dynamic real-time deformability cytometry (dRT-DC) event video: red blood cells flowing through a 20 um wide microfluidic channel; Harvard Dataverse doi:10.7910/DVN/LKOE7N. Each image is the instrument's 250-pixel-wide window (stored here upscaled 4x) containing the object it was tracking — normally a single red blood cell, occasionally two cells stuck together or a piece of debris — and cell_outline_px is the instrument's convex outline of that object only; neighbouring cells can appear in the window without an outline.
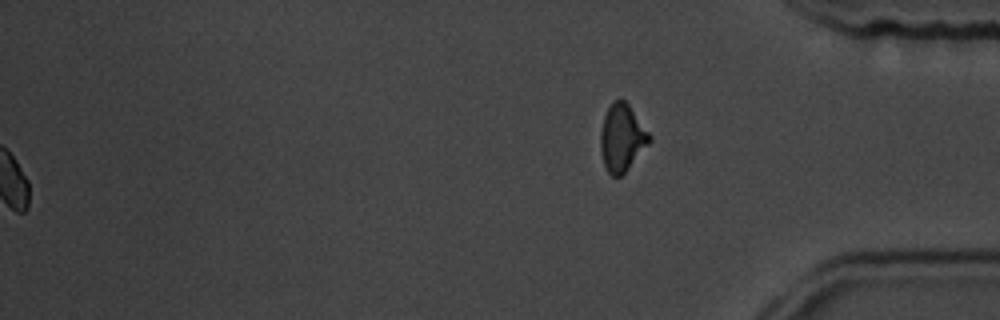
{"species": "common noctule bat (a hibernating species)", "species_latin": "Nyctalus noctula", "temperature_condition": "room temperature", "stored_images_in_passage": 52, "segment_of_instrument_passage": [2, 2], "camera_frame_rate_fps": 3000, "um_per_image_px": 0.085, "animal": {"sex": "male", "body_mass_g": 19.5, "forearm_length_mm": 54.6}, "frame": {"image": 1, "passage_image": 52, "time_ms": 17.0, "image_size_px": [1000, 320], "cell_outline_px": [[652, 140], [628, 168], [620, 176], [612, 176], [608, 172], [604, 164], [600, 148], [600, 132], [604, 116], [612, 100], [624, 100], [628, 104], [652, 136]], "centroid_in_image_um": [52.86, 11.7], "position_along_channel_um": 382.3, "area_um2": 18.96}}